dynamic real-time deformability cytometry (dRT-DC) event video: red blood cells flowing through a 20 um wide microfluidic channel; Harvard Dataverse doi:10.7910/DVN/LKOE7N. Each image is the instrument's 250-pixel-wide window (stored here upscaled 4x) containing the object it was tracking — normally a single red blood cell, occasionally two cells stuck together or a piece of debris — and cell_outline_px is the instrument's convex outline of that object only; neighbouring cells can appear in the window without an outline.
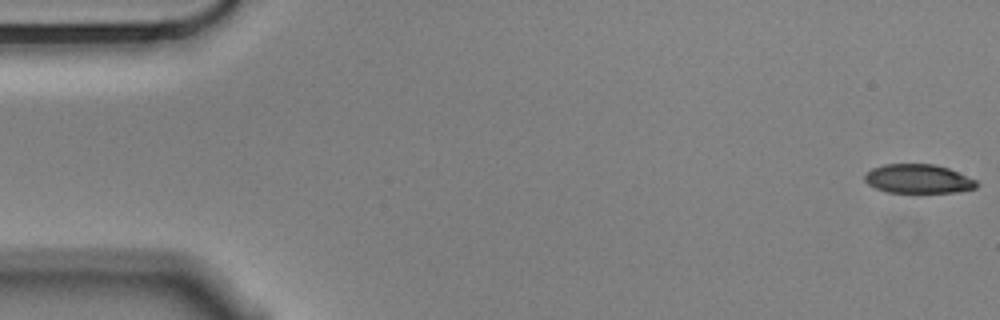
{"species": "Egyptian fruit bat (a non-hibernating species)", "species_latin": "Rousettus aegyptiacus", "temperature_condition": "cold", "stored_images_in_passage": 15, "camera_frame_rate_fps": 3000, "um_per_image_px": 0.085, "animal": {"sex": "male"}, "frame": {"image": 1, "passage_image": 1, "time_ms": 0.0, "image_size_px": [1000, 320], "cell_outline_px": [[980, 184], [976, 188], [956, 192], [888, 192], [876, 188], [868, 184], [864, 180], [864, 176], [872, 168], [884, 164], [932, 164], [948, 168], [976, 180]], "centroid_in_image_um": [78.05, 15.2], "position_along_channel_um": 6.9, "area_um2": 18.79}}